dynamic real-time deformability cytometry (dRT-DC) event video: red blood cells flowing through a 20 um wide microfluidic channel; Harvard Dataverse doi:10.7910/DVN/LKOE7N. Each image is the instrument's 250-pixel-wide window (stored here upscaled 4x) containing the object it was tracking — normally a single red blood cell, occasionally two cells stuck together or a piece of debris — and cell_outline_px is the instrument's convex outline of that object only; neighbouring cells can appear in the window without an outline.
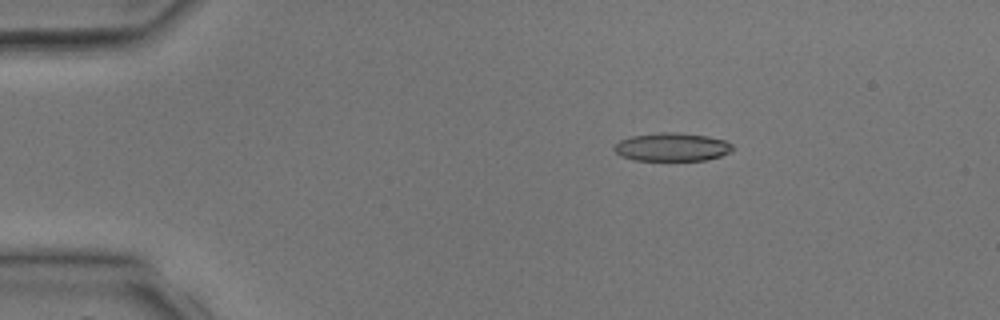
{"species": "common noctule bat (a hibernating species)", "species_latin": "Nyctalus noctula", "temperature_condition": "room temperature", "stored_images_in_passage": 4, "camera_frame_rate_fps": 3000, "um_per_image_px": 0.085, "animal": {"sex": "male", "body_mass_g": 17.9, "forearm_length_mm": 54.2}, "frame": {"image": 1, "passage_image": 2, "time_ms": 1.333, "image_size_px": [1000, 320], "cell_outline_px": [[736, 148], [720, 156], [708, 160], [632, 160], [620, 156], [612, 148], [620, 140], [632, 136], [660, 132], [680, 132], [708, 136], [728, 140]], "centroid_in_image_um": [57.15, 12.49], "position_along_channel_um": 27.9, "area_um2": 19.77}}